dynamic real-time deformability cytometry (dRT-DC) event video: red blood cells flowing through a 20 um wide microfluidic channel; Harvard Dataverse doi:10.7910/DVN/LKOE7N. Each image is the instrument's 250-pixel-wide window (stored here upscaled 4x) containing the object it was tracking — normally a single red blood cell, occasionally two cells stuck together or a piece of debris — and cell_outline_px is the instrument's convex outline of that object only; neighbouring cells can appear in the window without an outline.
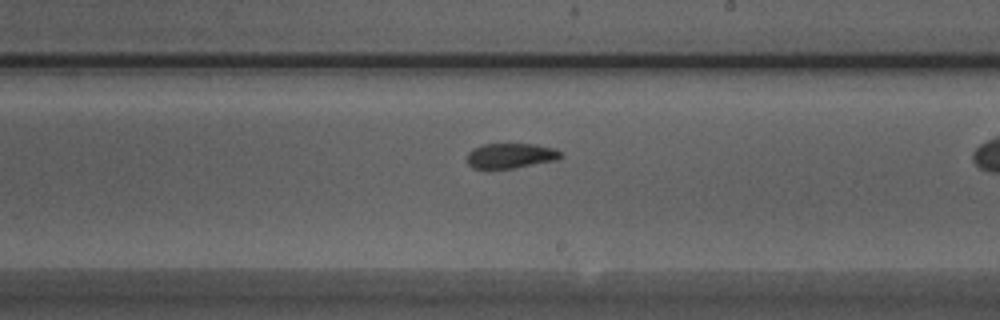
{"species": "Egyptian fruit bat (a non-hibernating species)", "species_latin": "Rousettus aegyptiacus", "temperature_condition": "warm", "stored_images_in_passage": 36, "camera_frame_rate_fps": 3000, "um_per_image_px": 0.085, "animal": {"sex": "male"}, "frame": {"image": 1, "passage_image": 26, "time_ms": 8.333, "image_size_px": [1000, 320], "cell_outline_px": [[564, 156], [556, 160], [512, 168], [472, 168], [464, 160], [468, 152], [472, 148], [484, 144], [536, 144], [556, 148]], "centroid_in_image_um": [43.37, 13.22], "position_along_channel_um": 245.6, "area_um2": 13.81}}